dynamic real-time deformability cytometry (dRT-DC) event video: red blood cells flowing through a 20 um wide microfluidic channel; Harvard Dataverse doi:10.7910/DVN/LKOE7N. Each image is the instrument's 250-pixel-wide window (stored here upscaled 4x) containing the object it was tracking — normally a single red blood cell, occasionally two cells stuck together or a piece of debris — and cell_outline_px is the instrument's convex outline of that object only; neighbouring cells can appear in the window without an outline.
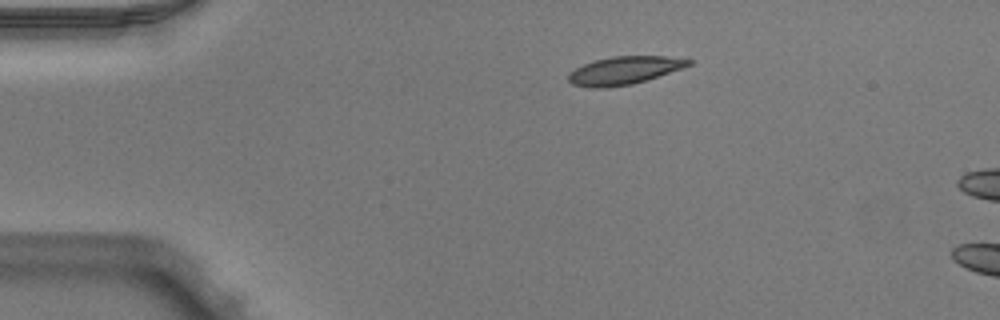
{"species": "Egyptian fruit bat (a non-hibernating species)", "species_latin": "Rousettus aegyptiacus", "temperature_condition": "warm", "stored_images_in_passage": 5, "camera_frame_rate_fps": 3000, "um_per_image_px": 0.085, "animal": {"sex": "male"}, "frame": {"image": 1, "passage_image": 1, "time_ms": 0.0, "image_size_px": [1000, 320], "cell_outline_px": [[692, 64], [684, 68], [632, 84], [604, 88], [592, 88], [572, 84], [568, 80], [568, 72], [584, 64], [596, 60], [612, 56], [664, 56], [692, 60]], "centroid_in_image_um": [53.05, 5.99], "position_along_channel_um": 32.0, "area_um2": 19.48}}